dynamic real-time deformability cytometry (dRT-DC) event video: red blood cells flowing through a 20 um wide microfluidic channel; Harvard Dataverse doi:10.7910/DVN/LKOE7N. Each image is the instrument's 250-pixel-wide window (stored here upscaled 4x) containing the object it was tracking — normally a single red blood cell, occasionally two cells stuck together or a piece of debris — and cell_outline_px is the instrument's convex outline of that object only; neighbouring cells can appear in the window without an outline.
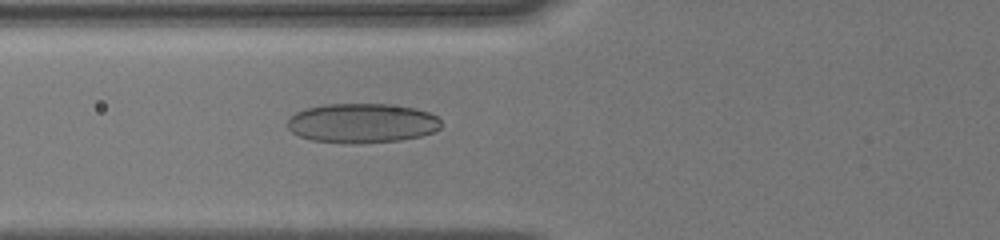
{"species": "human", "species_latin": "Homo sapiens", "temperature_condition": "cold", "stored_images_in_passage": 20, "camera_frame_rate_fps": 3000, "um_per_image_px": 0.085, "donor": {"sex": "male"}, "frame": {"image": 1, "passage_image": 5, "time_ms": 0.667, "image_size_px": [1000, 240], "cell_outline_px": [[440, 128], [432, 132], [420, 136], [400, 140], [356, 144], [344, 144], [312, 140], [300, 136], [292, 132], [288, 128], [288, 116], [296, 112], [308, 108], [324, 104], [388, 104], [412, 108], [428, 112], [436, 116], [440, 120]], "centroid_in_image_um": [30.74, 10.47], "position_along_channel_um": 95.1, "area_um2": 35.43}}
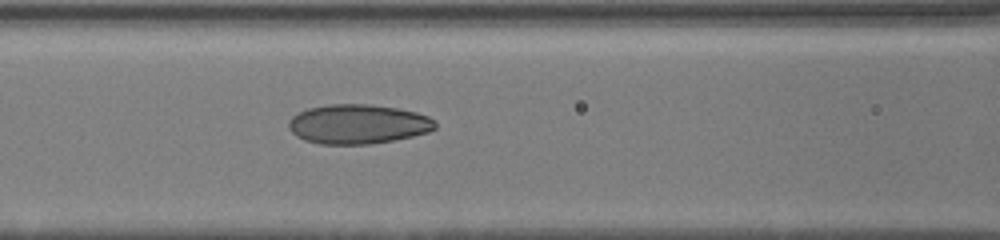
{"frame": {"image": 2, "passage_image": 11, "time_ms": 1.667, "image_size_px": [1000, 240], "cell_outline_px": [[436, 128], [428, 132], [412, 136], [392, 140], [368, 144], [320, 144], [304, 140], [296, 136], [288, 128], [288, 120], [292, 116], [308, 108], [328, 104], [368, 104], [396, 108], [416, 112], [428, 116], [436, 120]], "centroid_in_image_um": [30.41, 10.55], "position_along_channel_um": 136.2, "area_um2": 33.76}}
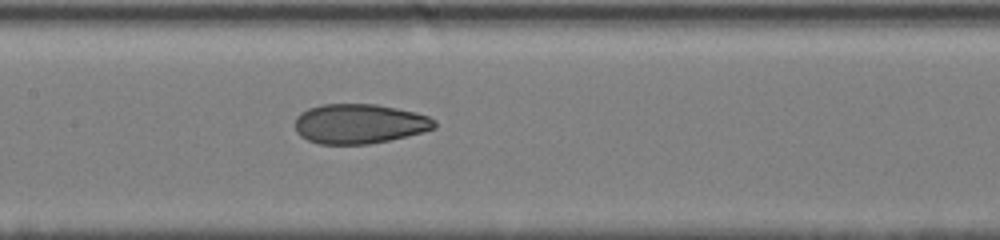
{"frame": {"image": 3, "passage_image": 17, "time_ms": 2.667, "image_size_px": [1000, 240], "cell_outline_px": [[436, 128], [424, 132], [388, 140], [368, 144], [320, 144], [308, 140], [300, 136], [296, 132], [296, 116], [300, 112], [308, 108], [324, 104], [376, 104], [416, 112], [428, 116], [436, 120]], "centroid_in_image_um": [30.55, 10.52], "position_along_channel_um": 176.8, "area_um2": 32.37}}